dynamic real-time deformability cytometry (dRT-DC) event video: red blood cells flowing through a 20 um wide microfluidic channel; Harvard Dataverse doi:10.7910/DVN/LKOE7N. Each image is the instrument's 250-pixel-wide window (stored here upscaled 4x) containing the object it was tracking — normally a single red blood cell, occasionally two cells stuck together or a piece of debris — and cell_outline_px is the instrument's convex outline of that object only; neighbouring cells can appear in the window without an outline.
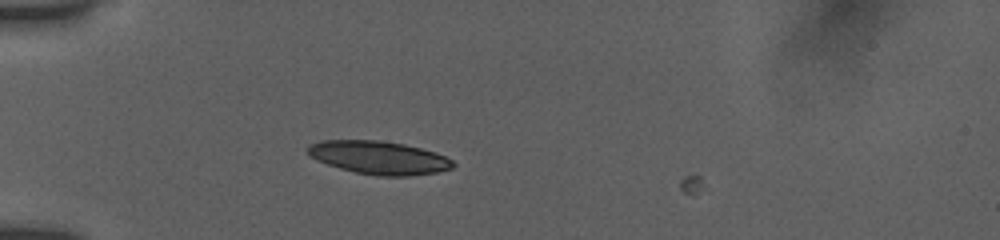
{"species": "human", "species_latin": "Homo sapiens", "temperature_condition": "room temperature", "stored_images_in_passage": 3, "camera_frame_rate_fps": 3000, "um_per_image_px": 0.085, "donor": {"sex": "female"}, "frame": {"image": 1, "passage_image": 2, "time_ms": 0.333, "image_size_px": [1000, 240], "cell_outline_px": [[456, 164], [452, 168], [436, 172], [408, 176], [376, 176], [356, 172], [340, 168], [316, 160], [304, 148], [308, 144], [324, 140], [376, 140], [404, 144], [436, 152], [452, 160]], "centroid_in_image_um": [32.19, 13.39], "position_along_channel_um": 52.8, "area_um2": 28.03}}